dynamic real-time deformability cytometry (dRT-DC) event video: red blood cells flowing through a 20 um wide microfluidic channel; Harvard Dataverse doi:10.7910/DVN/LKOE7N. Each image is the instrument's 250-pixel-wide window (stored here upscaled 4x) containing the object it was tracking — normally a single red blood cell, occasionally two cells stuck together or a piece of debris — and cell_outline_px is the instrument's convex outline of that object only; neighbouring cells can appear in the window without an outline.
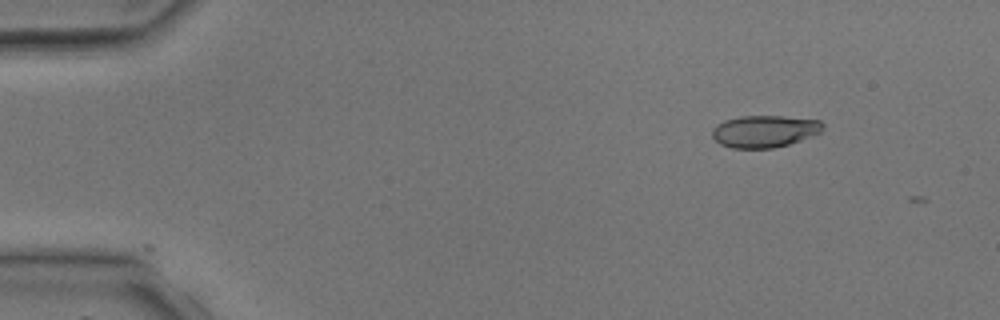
{"species": "common noctule bat (a hibernating species)", "species_latin": "Nyctalus noctula", "temperature_condition": "room temperature", "stored_images_in_passage": 4, "camera_frame_rate_fps": 3000, "um_per_image_px": 0.085, "animal": {"sex": "male", "body_mass_g": 17.9, "forearm_length_mm": 54.2}, "frame": {"image": 1, "passage_image": 2, "time_ms": 1.333, "image_size_px": [1000, 320], "cell_outline_px": [[824, 128], [820, 132], [800, 140], [788, 144], [772, 148], [732, 148], [720, 144], [712, 136], [712, 128], [716, 124], [724, 120], [740, 116], [784, 116], [820, 120], [824, 124]], "centroid_in_image_um": [64.96, 11.15], "position_along_channel_um": 20.0, "area_um2": 20.69}}
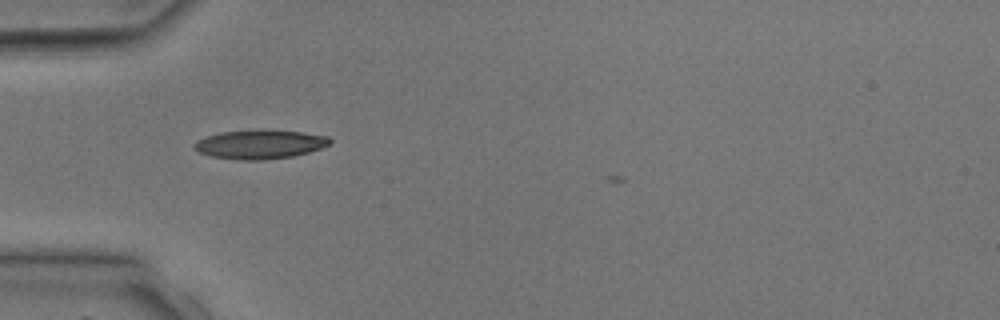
{"frame": {"image": 2, "passage_image": 4, "time_ms": 4.0, "image_size_px": [1000, 320], "cell_outline_px": [[332, 140], [328, 144], [320, 148], [308, 152], [292, 156], [264, 160], [236, 160], [212, 156], [200, 152], [192, 148], [192, 144], [196, 140], [208, 136], [224, 132], [300, 132], [328, 136]], "centroid_in_image_um": [22.05, 12.31], "position_along_channel_um": 62.9, "area_um2": 21.96}}